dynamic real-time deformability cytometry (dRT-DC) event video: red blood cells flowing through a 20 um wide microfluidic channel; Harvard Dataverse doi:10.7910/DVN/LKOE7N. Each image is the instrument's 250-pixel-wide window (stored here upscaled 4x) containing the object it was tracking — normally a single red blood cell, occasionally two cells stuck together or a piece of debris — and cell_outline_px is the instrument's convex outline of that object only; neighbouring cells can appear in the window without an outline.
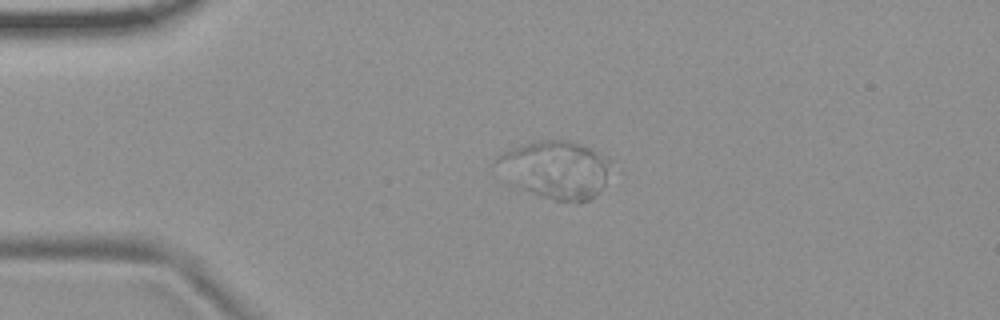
{"species": "common noctule bat (a hibernating species)", "species_latin": "Nyctalus noctula", "temperature_condition": "room temperature", "stored_images_in_passage": 4, "camera_frame_rate_fps": 3000, "um_per_image_px": 0.085, "animal": {"sex": "female", "body_mass_g": 19.9}, "frame": {"image": 1, "passage_image": 3, "time_ms": 0.667, "image_size_px": [1000, 320], "cell_outline_px": [[608, 160], [604, 184], [600, 192], [588, 200], [580, 204], [556, 200], [532, 192], [516, 184], [492, 164], [496, 156], [504, 152], [524, 144], [540, 140], [568, 140], [588, 148], [596, 152]], "centroid_in_image_um": [47.2, 14.42], "position_along_channel_um": 37.8, "area_um2": 37.34}}